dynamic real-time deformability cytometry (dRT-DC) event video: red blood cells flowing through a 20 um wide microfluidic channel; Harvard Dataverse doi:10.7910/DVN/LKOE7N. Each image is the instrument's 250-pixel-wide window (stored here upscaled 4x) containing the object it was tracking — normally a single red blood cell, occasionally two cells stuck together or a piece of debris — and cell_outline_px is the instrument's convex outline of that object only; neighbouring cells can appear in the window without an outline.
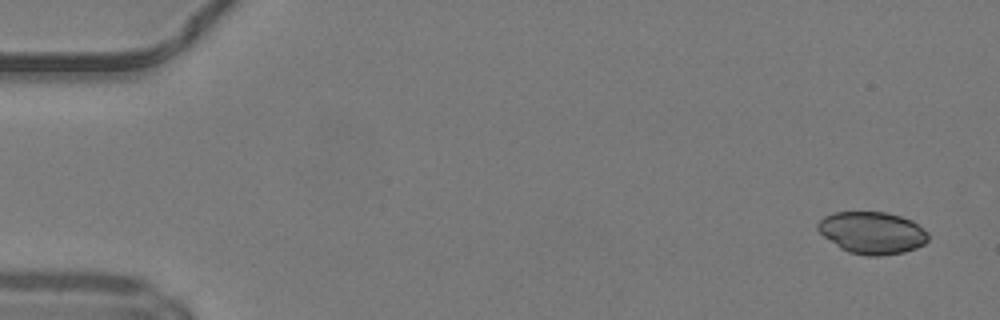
{"species": "common noctule bat (a hibernating species)", "species_latin": "Nyctalus noctula", "temperature_condition": "warm", "stored_images_in_passage": 48, "camera_frame_rate_fps": 3000, "um_per_image_px": 0.085, "animal": {"sex": "male", "body_mass_g": 19.2, "forearm_length_mm": 51.8}, "frame": {"image": 1, "passage_image": 1, "time_ms": 0.0, "image_size_px": [1000, 320], "cell_outline_px": [[928, 240], [924, 244], [916, 248], [904, 252], [880, 256], [864, 256], [848, 252], [840, 248], [824, 236], [816, 228], [816, 224], [824, 216], [832, 212], [884, 212], [900, 216], [912, 220], [928, 232]], "centroid_in_image_um": [74.13, 19.79], "position_along_channel_um": 10.9, "area_um2": 27.22}}
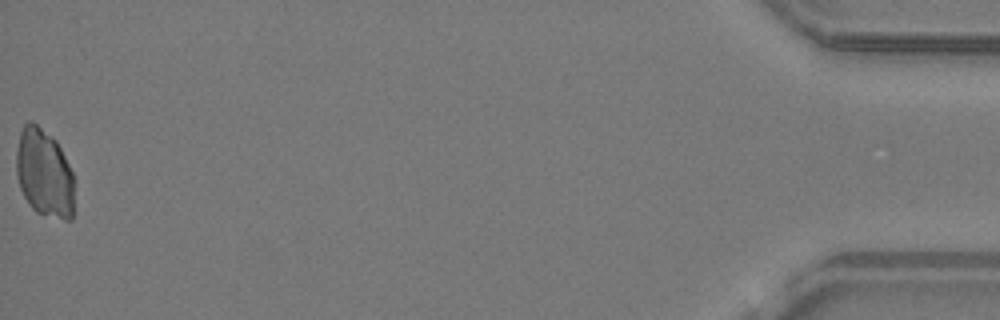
{"frame": {"image": 2, "passage_image": 48, "time_ms": 15.667, "image_size_px": [1000, 320], "cell_outline_px": [[72, 220], [64, 220], [36, 212], [28, 204], [20, 188], [16, 172], [16, 152], [20, 132], [24, 124], [28, 120], [32, 120], [52, 136], [56, 140], [72, 172]], "centroid_in_image_um": [3.72, 14.69], "position_along_channel_um": 431.5, "area_um2": 29.65}}